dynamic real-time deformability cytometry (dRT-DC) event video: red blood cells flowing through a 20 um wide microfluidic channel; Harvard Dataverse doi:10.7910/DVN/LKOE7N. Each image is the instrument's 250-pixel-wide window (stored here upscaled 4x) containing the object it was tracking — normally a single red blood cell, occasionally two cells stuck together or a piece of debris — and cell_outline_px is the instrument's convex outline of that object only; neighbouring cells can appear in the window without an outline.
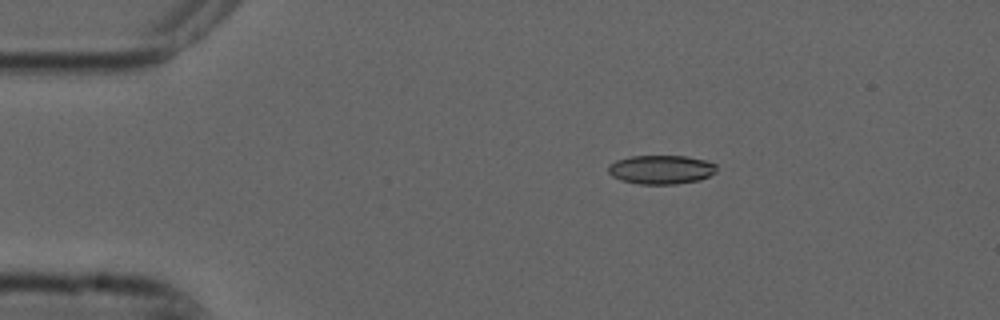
{"species": "common noctule bat (a hibernating species)", "species_latin": "Nyctalus noctula", "temperature_condition": "cold", "stored_images_in_passage": 5, "camera_frame_rate_fps": 3000, "um_per_image_px": 0.085, "animal": {"sex": "male", "forearm_length_mm": 52.5}, "frame": {"image": 1, "passage_image": 2, "time_ms": 0.333, "image_size_px": [1000, 320], "cell_outline_px": [[716, 172], [700, 180], [676, 184], [640, 184], [620, 180], [612, 176], [608, 172], [608, 164], [616, 160], [632, 156], [684, 156], [704, 160], [716, 164]], "centroid_in_image_um": [56.17, 14.42], "position_along_channel_um": 28.8, "area_um2": 18.26}}
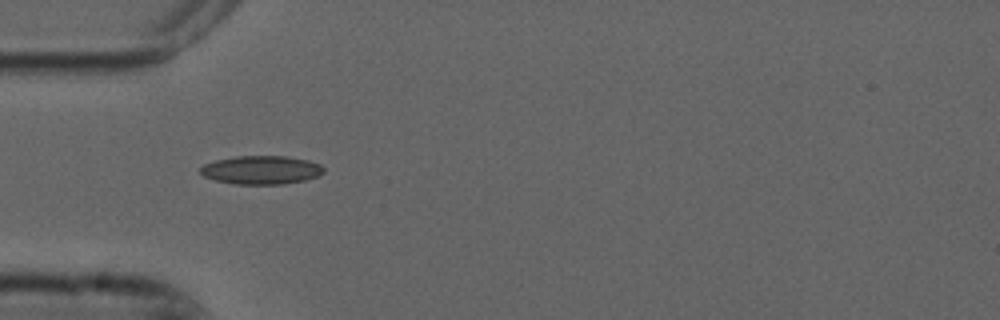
{"frame": {"image": 2, "passage_image": 4, "time_ms": 1.0, "image_size_px": [1000, 320], "cell_outline_px": [[324, 172], [320, 176], [304, 180], [284, 184], [232, 184], [216, 180], [204, 176], [200, 172], [200, 168], [204, 164], [216, 160], [236, 156], [288, 156], [308, 160], [320, 164], [324, 168]], "centroid_in_image_um": [22.23, 14.45], "position_along_channel_um": 62.8, "area_um2": 20.58}}
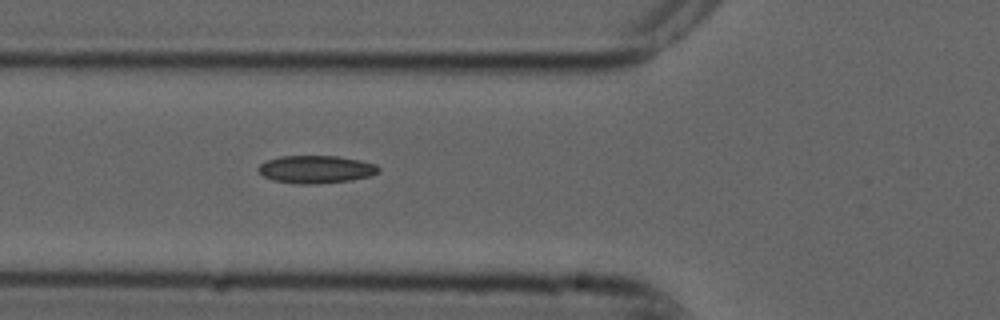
{"frame": {"image": 3, "passage_image": 5, "time_ms": 1.333, "image_size_px": [1000, 320], "cell_outline_px": [[380, 172], [372, 176], [352, 180], [312, 184], [300, 184], [272, 180], [264, 176], [256, 168], [260, 164], [268, 160], [280, 156], [340, 156], [360, 160], [376, 164], [380, 168]], "centroid_in_image_um": [26.9, 14.39], "position_along_channel_um": 98.9, "area_um2": 19.54}}